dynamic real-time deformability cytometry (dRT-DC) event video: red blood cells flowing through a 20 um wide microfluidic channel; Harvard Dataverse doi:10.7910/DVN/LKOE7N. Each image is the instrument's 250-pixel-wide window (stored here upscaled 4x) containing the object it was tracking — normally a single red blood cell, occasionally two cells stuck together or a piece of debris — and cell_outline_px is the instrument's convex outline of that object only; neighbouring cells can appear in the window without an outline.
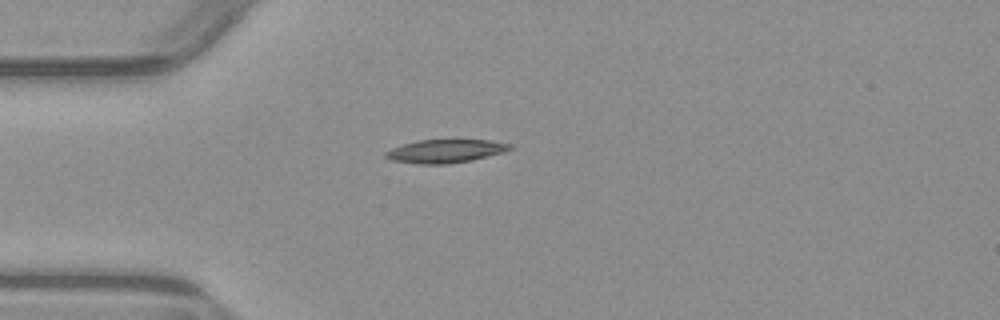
{"species": "common noctule bat (a hibernating species)", "species_latin": "Nyctalus noctula", "temperature_condition": "warm", "stored_images_in_passage": 2, "camera_frame_rate_fps": 3000, "um_per_image_px": 0.085, "animal": {"sex": "male", "body_mass_g": 23.1, "forearm_length_mm": 52.7}, "frame": {"image": 1, "passage_image": 1, "time_ms": 0.0, "image_size_px": [1000, 320], "cell_outline_px": [[512, 148], [504, 152], [472, 160], [448, 164], [416, 164], [392, 160], [384, 156], [384, 152], [392, 148], [416, 140], [488, 140], [512, 144]], "centroid_in_image_um": [37.84, 12.85], "position_along_channel_um": 47.2, "area_um2": 16.88}}